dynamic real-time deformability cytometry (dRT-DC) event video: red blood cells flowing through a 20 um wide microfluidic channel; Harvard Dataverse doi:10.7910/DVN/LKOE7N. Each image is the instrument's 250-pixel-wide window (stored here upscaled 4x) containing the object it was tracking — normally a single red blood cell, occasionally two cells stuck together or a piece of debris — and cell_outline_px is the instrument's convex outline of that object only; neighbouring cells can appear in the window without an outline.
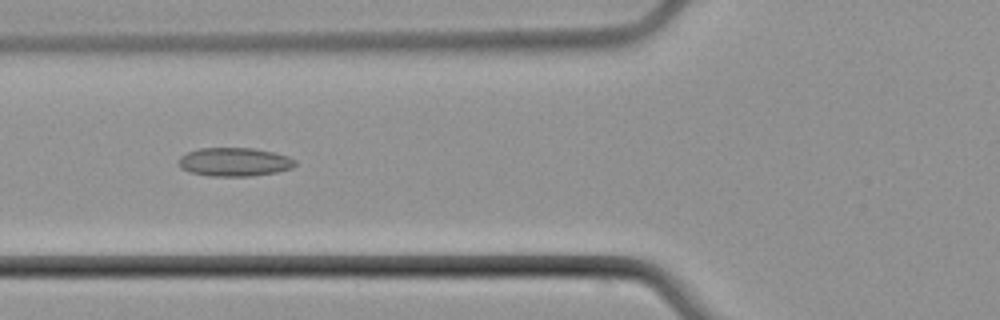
{"species": "common noctule bat (a hibernating species)", "species_latin": "Nyctalus noctula", "temperature_condition": "cold", "stored_images_in_passage": 6, "camera_frame_rate_fps": 3000, "um_per_image_px": 0.085, "animal": {"sex": "male", "body_mass_g": 21.5, "forearm_length_mm": 52.0}, "frame": {"image": 1, "passage_image": 5, "time_ms": 5.0, "image_size_px": [1000, 320], "cell_outline_px": [[296, 164], [292, 168], [276, 172], [252, 176], [208, 176], [192, 172], [180, 168], [180, 156], [188, 152], [200, 148], [252, 148], [272, 152], [288, 156], [296, 160]], "centroid_in_image_um": [19.95, 13.77], "position_along_channel_um": 105.9, "area_um2": 19.31}}
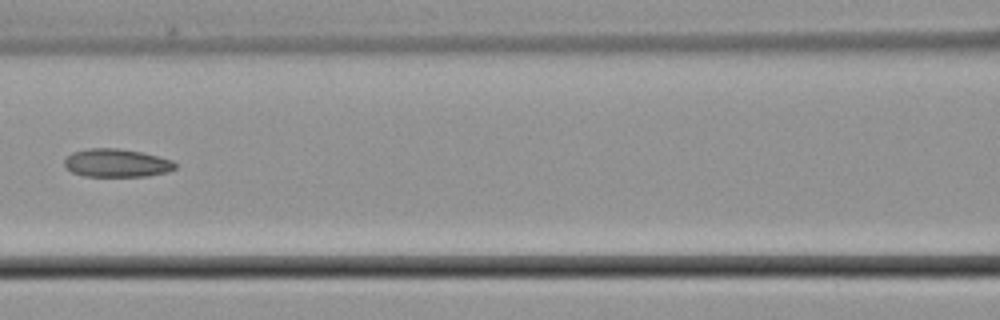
{"frame": {"image": 2, "passage_image": 6, "time_ms": 6.333, "image_size_px": [1000, 320], "cell_outline_px": [[176, 168], [168, 172], [148, 176], [84, 176], [72, 172], [64, 164], [64, 160], [72, 152], [88, 148], [120, 148], [140, 152], [172, 160], [176, 164]], "centroid_in_image_um": [9.91, 13.85], "position_along_channel_um": 156.7, "area_um2": 18.15}}